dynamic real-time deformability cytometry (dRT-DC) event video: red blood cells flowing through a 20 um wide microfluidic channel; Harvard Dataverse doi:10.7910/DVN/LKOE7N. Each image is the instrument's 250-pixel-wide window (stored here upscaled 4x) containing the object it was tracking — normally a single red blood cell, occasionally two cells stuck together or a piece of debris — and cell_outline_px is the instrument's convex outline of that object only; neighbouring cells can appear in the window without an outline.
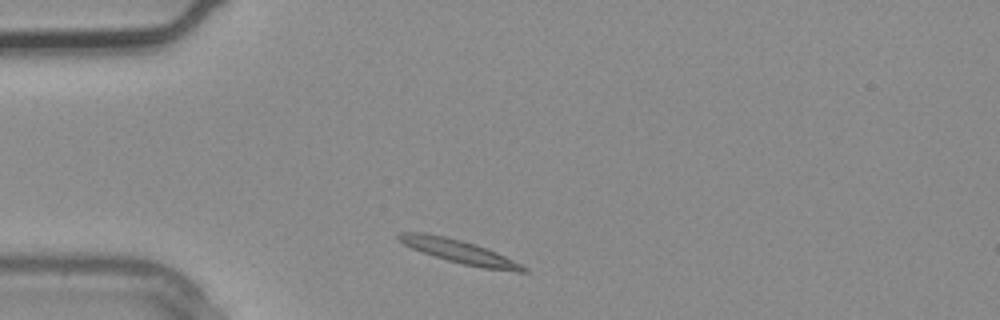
{"species": "common noctule bat (a hibernating species)", "species_latin": "Nyctalus noctula", "temperature_condition": "warm", "stored_images_in_passage": 1, "camera_frame_rate_fps": 3000, "um_per_image_px": 0.085, "animal": {"sex": "male", "body_mass_g": 20.4}, "frame": {"image": 1, "passage_image": 1, "time_ms": 0.0, "image_size_px": [1000, 320], "cell_outline_px": [[528, 272], [516, 272], [484, 268], [464, 264], [448, 260], [412, 248], [404, 244], [396, 236], [400, 232], [424, 232], [444, 236], [476, 244], [488, 248], [528, 268]], "centroid_in_image_um": [39.06, 21.37], "position_along_channel_um": 45.9, "area_um2": 16.7}}